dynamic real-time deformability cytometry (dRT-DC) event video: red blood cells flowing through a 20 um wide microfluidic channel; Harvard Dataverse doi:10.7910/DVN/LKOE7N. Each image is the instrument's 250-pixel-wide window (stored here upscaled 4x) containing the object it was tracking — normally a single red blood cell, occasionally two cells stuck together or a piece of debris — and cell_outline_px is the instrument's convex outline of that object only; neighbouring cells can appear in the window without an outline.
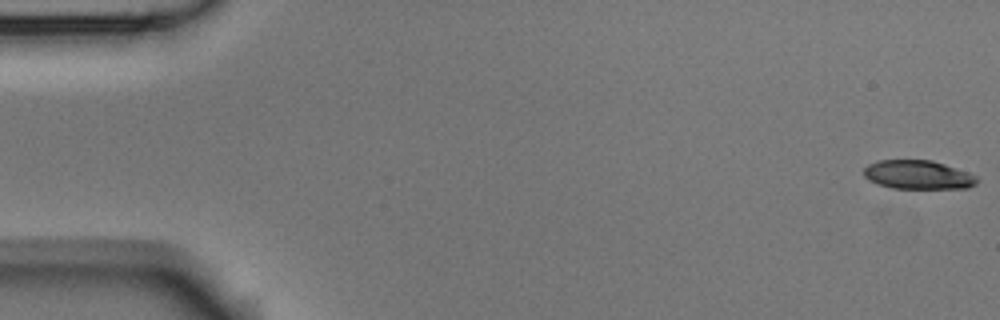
{"species": "Egyptian fruit bat (a non-hibernating species)", "species_latin": "Rousettus aegyptiacus", "temperature_condition": "room temperature", "stored_images_in_passage": 3, "segment_of_instrument_passage": [2, 2], "camera_frame_rate_fps": 3000, "um_per_image_px": 0.085, "animal": {"sex": "male"}, "frame": {"image": 1, "passage_image": 3, "time_ms": 0.667, "image_size_px": [1000, 320], "cell_outline_px": [[980, 180], [976, 184], [968, 188], [892, 188], [876, 184], [868, 180], [864, 176], [864, 168], [868, 164], [876, 160], [932, 160], [968, 172], [976, 176]], "centroid_in_image_um": [78.02, 14.85], "position_along_channel_um": 7.0, "area_um2": 19.13}}